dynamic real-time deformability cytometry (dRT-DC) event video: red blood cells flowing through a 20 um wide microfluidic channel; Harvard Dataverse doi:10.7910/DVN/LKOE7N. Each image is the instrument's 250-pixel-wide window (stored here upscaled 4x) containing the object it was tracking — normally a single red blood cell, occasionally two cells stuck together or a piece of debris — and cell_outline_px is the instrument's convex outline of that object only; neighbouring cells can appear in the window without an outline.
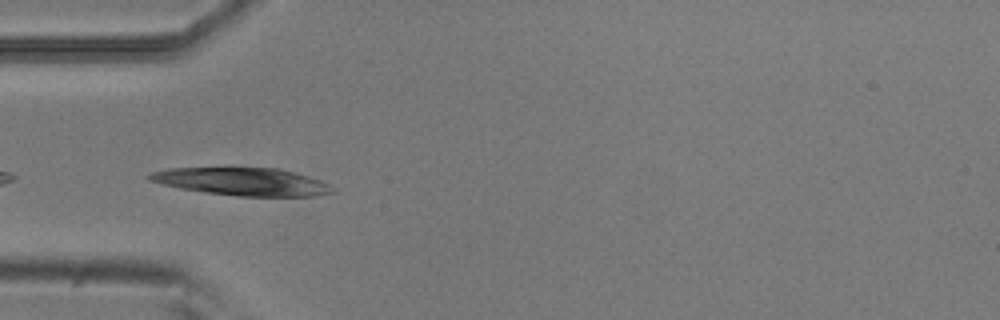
{"species": "common noctule bat (a hibernating species)", "species_latin": "Nyctalus noctula", "temperature_condition": "room temperature", "stored_images_in_passage": 34, "camera_frame_rate_fps": 3000, "um_per_image_px": 0.085, "animal": {"sex": "male", "body_mass_g": 20.5, "forearm_length_mm": 52.5}, "frame": {"image": 1, "passage_image": 2, "time_ms": 0.333, "image_size_px": [1000, 320], "cell_outline_px": [[336, 192], [316, 196], [240, 196], [208, 192], [180, 188], [148, 180], [144, 176], [152, 172], [168, 168], [276, 168], [308, 176], [320, 180], [328, 184]], "centroid_in_image_um": [20.59, 15.44], "position_along_channel_um": 64.4, "area_um2": 29.25}}
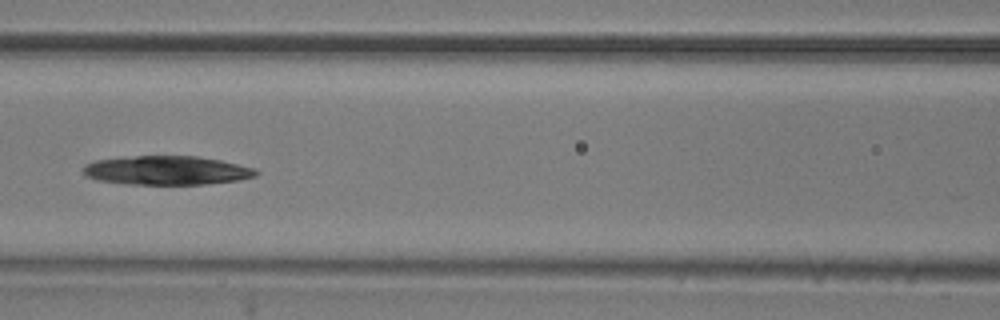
{"frame": {"image": 2, "passage_image": 9, "time_ms": 2.667, "image_size_px": [1000, 320], "cell_outline_px": [[260, 172], [256, 176], [240, 180], [204, 184], [124, 184], [96, 180], [84, 176], [84, 164], [96, 160], [136, 156], [196, 156], [220, 160], [256, 168]], "centroid_in_image_um": [14.18, 14.49], "position_along_channel_um": 152.4, "area_um2": 29.25}}
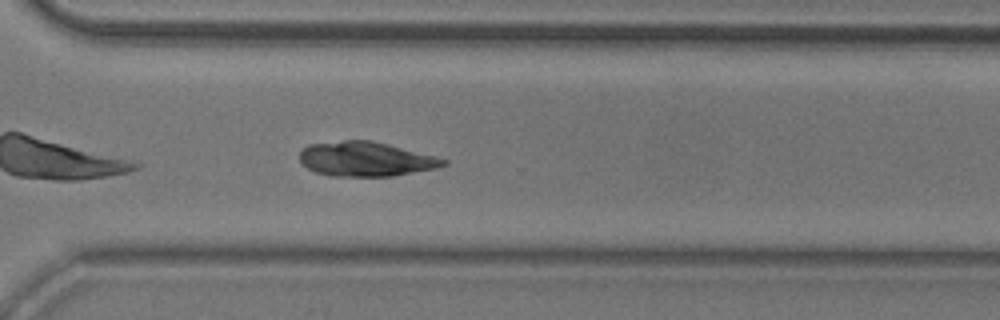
{"frame": {"image": 3, "passage_image": 24, "time_ms": 7.667, "image_size_px": [1000, 320], "cell_outline_px": [[448, 164], [436, 168], [392, 176], [332, 176], [316, 172], [300, 164], [300, 152], [308, 144], [344, 140], [368, 140], [436, 156], [448, 160]], "centroid_in_image_um": [31.06, 13.52], "position_along_channel_um": 339.5, "area_um2": 28.73}, "authors_computed_cell_mechanics": {"area_um2": 29.478, "velocity_mm_per_s": 3.7529, "shape_relaxation_time_tau1_ms": 10.5323, "shape_relaxation_time_tau2_ms": null, "deformation_change_tau1": 0.2643, "deformation_change_tau2": null}}